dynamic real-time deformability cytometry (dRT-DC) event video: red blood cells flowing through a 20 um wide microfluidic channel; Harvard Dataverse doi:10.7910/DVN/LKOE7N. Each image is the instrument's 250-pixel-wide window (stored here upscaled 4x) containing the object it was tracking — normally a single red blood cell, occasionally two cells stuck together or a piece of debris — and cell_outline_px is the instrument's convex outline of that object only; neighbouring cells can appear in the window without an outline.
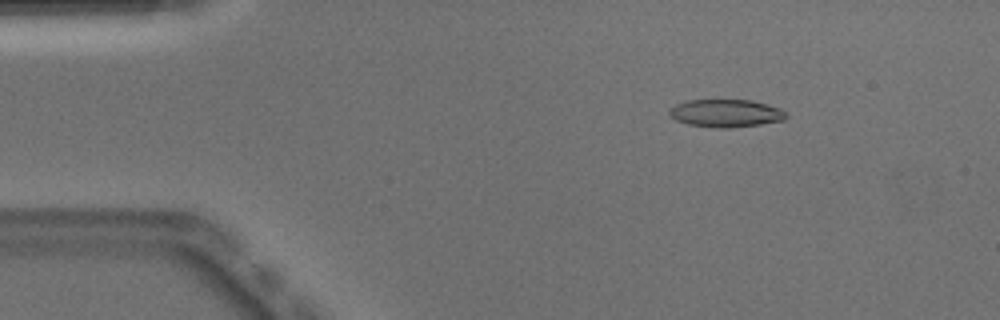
{"species": "Egyptian fruit bat (a non-hibernating species)", "species_latin": "Rousettus aegyptiacus", "temperature_condition": "warm", "stored_images_in_passage": 44, "camera_frame_rate_fps": 3000, "um_per_image_px": 0.085, "animal": {"sex": "male"}, "frame": {"image": 1, "passage_image": 1, "time_ms": 0.0, "image_size_px": [1000, 320], "cell_outline_px": [[788, 116], [784, 120], [760, 124], [732, 128], [716, 128], [688, 124], [676, 120], [668, 112], [676, 104], [688, 100], [752, 100], [768, 104], [780, 108], [788, 112]], "centroid_in_image_um": [61.76, 9.62], "position_along_channel_um": 23.2, "area_um2": 18.96}}
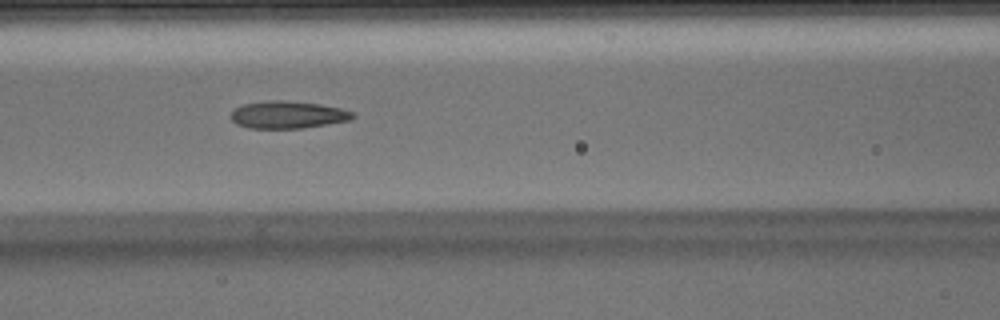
{"frame": {"image": 2, "passage_image": 15, "time_ms": 4.667, "image_size_px": [1000, 320], "cell_outline_px": [[356, 116], [348, 120], [300, 128], [248, 128], [236, 124], [232, 120], [232, 112], [236, 108], [244, 104], [268, 100], [280, 100], [320, 104], [340, 108], [352, 112]], "centroid_in_image_um": [24.43, 9.75], "position_along_channel_um": 142.2, "area_um2": 19.07}}
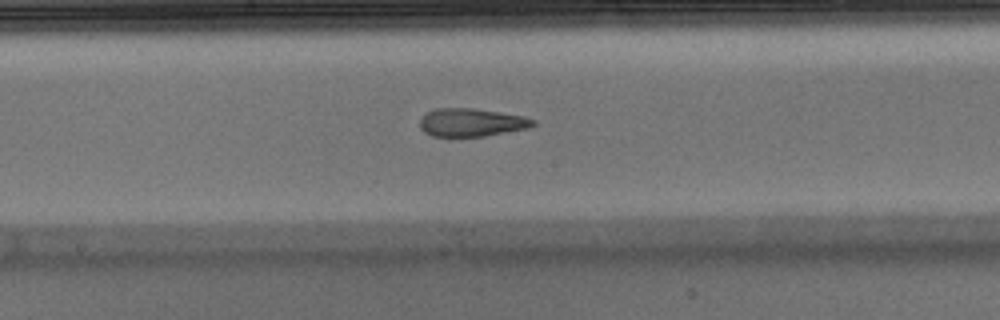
{"frame": {"image": 3, "passage_image": 20, "time_ms": 6.333, "image_size_px": [1000, 320], "cell_outline_px": [[536, 124], [528, 128], [484, 136], [432, 136], [424, 132], [420, 128], [420, 120], [428, 112], [436, 108], [472, 108], [524, 116], [536, 120]], "centroid_in_image_um": [40.08, 10.41], "position_along_channel_um": 208.1, "area_um2": 18.38}, "authors_computed_cell_mechanics": {"area_um2": 19.7387, "velocity_mm_per_s": 3.9658, "shape_relaxation_time_tau1_ms": null, "shape_relaxation_time_tau2_ms": 2.5522, "deformation_change_tau1": null, "deformation_change_tau2": 0.1184}}